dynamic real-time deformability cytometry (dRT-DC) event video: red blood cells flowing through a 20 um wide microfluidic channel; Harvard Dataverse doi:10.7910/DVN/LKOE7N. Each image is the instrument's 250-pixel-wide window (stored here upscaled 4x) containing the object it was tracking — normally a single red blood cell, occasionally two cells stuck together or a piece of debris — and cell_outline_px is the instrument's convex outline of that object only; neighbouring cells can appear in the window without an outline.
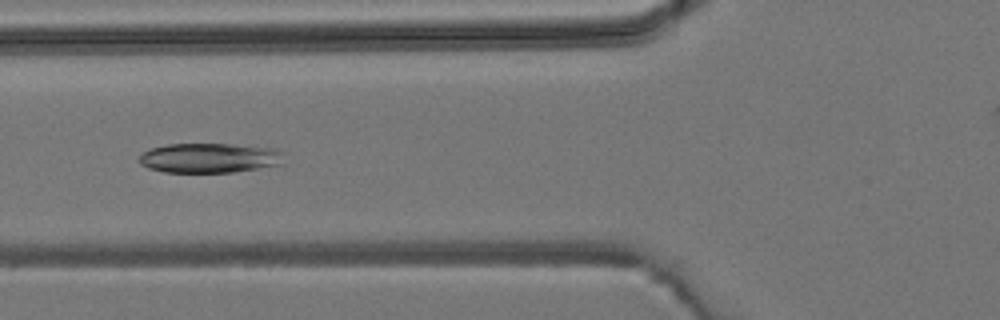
{"species": "common noctule bat (a hibernating species)", "species_latin": "Nyctalus noctula", "temperature_condition": "room temperature", "stored_images_in_passage": 2, "camera_frame_rate_fps": 3000, "um_per_image_px": 0.085, "animal": {"sex": "male", "body_mass_g": 19.2, "forearm_length_mm": 51.8}, "frame": {"image": 1, "passage_image": 2, "time_ms": 1.0, "image_size_px": [1000, 320], "cell_outline_px": [[284, 152], [280, 164], [232, 172], [164, 172], [148, 168], [140, 164], [140, 152], [148, 148], [168, 144], [232, 144], [272, 148]], "centroid_in_image_um": [17.73, 13.41], "position_along_channel_um": 108.1, "area_um2": 25.03}}